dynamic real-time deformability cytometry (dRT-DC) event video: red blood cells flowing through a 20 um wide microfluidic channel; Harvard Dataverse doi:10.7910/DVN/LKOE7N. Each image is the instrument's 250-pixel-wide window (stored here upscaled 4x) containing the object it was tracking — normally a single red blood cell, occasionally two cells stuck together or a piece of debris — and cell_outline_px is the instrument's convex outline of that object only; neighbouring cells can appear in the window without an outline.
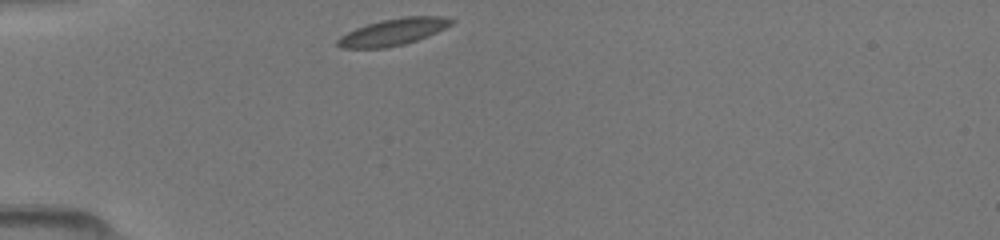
{"species": "common noctule bat (a hibernating species)", "species_latin": "Nyctalus noctula", "temperature_condition": "room temperature", "stored_images_in_passage": 36, "camera_frame_rate_fps": 3000, "um_per_image_px": 0.085, "animal": {"sex": "female", "body_mass_g": 19.5, "forearm_length_mm": 54.1}, "frame": {"image": 1, "passage_image": 1, "time_ms": 0.0, "image_size_px": [1000, 240], "cell_outline_px": [[456, 20], [452, 24], [428, 36], [404, 44], [384, 48], [340, 48], [336, 44], [336, 40], [340, 36], [356, 28], [368, 24], [384, 20], [408, 16], [440, 16]], "centroid_in_image_um": [33.4, 2.72], "position_along_channel_um": 51.6, "area_um2": 17.51}}
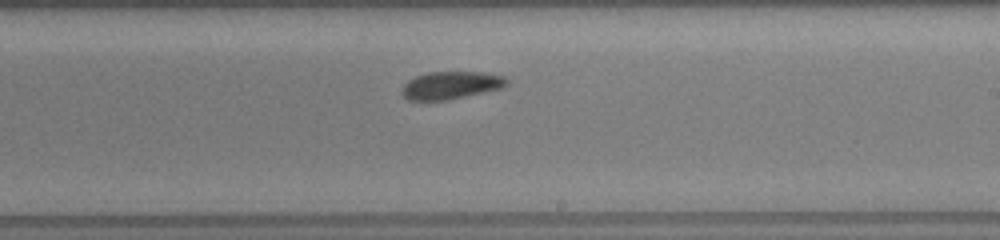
{"frame": {"image": 2, "passage_image": 17, "time_ms": 5.333, "image_size_px": [1000, 240], "cell_outline_px": [[508, 84], [500, 88], [448, 100], [408, 100], [400, 92], [400, 88], [408, 80], [416, 76], [428, 72], [480, 72], [504, 76], [508, 80]], "centroid_in_image_um": [38.28, 7.24], "position_along_channel_um": 250.7, "area_um2": 16.82}}
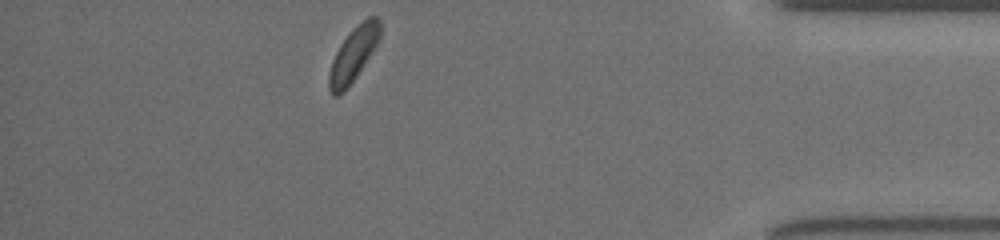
{"frame": {"image": 3, "passage_image": 31, "time_ms": 10.0, "image_size_px": [1000, 240], "cell_outline_px": [[380, 40], [356, 76], [344, 92], [336, 96], [332, 96], [328, 88], [328, 76], [332, 60], [340, 44], [352, 28], [368, 16], [376, 16], [380, 20]], "centroid_in_image_um": [30.03, 4.61], "position_along_channel_um": 405.2, "area_um2": 16.13}}